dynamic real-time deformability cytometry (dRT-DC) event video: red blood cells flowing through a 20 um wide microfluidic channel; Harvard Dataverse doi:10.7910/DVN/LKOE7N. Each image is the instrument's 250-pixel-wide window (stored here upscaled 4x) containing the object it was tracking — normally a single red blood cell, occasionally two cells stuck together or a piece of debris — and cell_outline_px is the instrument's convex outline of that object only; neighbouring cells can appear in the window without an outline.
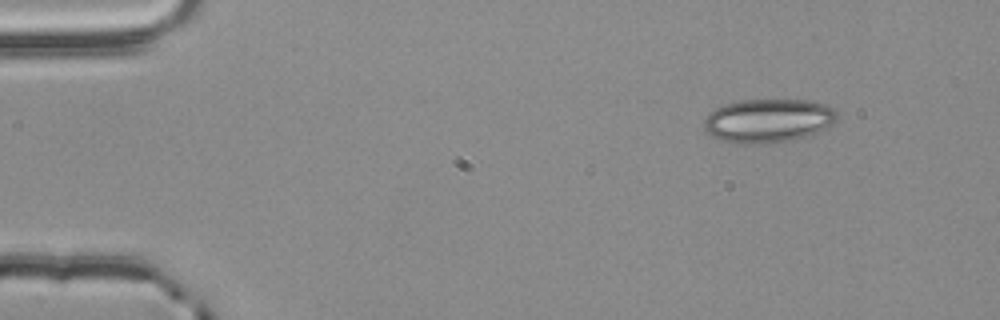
{"species": "common noctule bat (a hibernating species)", "species_latin": "Nyctalus noctula", "temperature_condition": "room temperature", "stored_images_in_passage": 3, "camera_frame_rate_fps": 3000, "um_per_image_px": 0.085, "animal": {"sex": "male", "body_mass_g": 20.4}, "frame": {"image": 1, "passage_image": 1, "time_ms": 0.0, "image_size_px": [1000, 320], "cell_outline_px": [[836, 120], [832, 124], [816, 132], [804, 136], [788, 140], [756, 144], [736, 144], [712, 136], [704, 128], [704, 120], [708, 112], [724, 104], [740, 100], [804, 100], [824, 104], [832, 108], [836, 112]], "centroid_in_image_um": [65.24, 10.24], "position_along_channel_um": 19.8, "area_um2": 33.52}}